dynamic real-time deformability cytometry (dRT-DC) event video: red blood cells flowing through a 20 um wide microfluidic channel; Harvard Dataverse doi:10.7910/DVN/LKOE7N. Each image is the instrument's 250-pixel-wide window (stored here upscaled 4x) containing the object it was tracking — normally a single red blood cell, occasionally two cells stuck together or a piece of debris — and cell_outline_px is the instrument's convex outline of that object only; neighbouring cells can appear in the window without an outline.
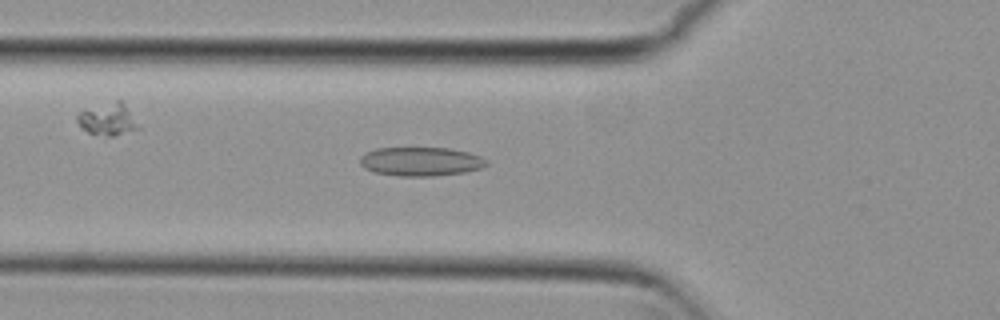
{"species": "common noctule bat (a hibernating species)", "species_latin": "Nyctalus noctula", "temperature_condition": "cold", "stored_images_in_passage": 42, "camera_frame_rate_fps": 3000, "um_per_image_px": 0.085, "animal": {"sex": "female", "body_mass_g": 29.2, "forearm_length_mm": 56.3}, "frame": {"image": 1, "passage_image": 7, "time_ms": 2.0, "image_size_px": [1000, 320], "cell_outline_px": [[488, 164], [484, 168], [464, 172], [436, 176], [400, 176], [376, 172], [364, 168], [360, 164], [360, 156], [364, 152], [376, 148], [448, 148], [468, 152], [480, 156]], "centroid_in_image_um": [35.75, 13.73], "position_along_channel_um": 90.1, "area_um2": 21.33}}
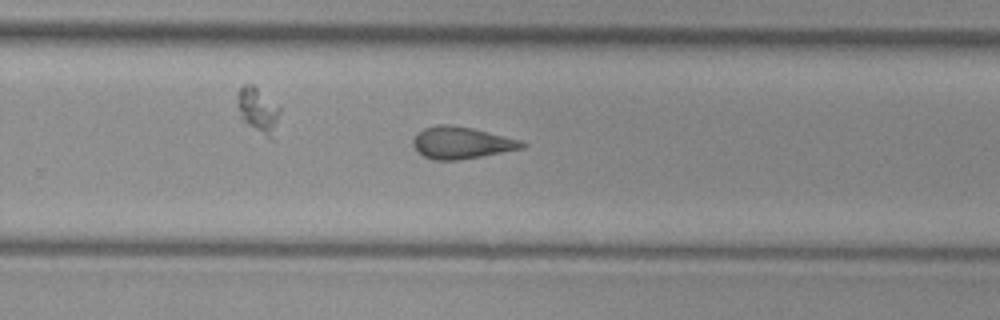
{"frame": {"image": 2, "passage_image": 23, "time_ms": 7.333, "image_size_px": [1000, 320], "cell_outline_px": [[528, 144], [524, 148], [460, 160], [432, 160], [416, 152], [412, 144], [412, 140], [416, 132], [424, 128], [436, 124], [452, 124], [472, 128], [520, 140]], "centroid_in_image_um": [39.17, 12.13], "position_along_channel_um": 290.6, "area_um2": 20.52}}
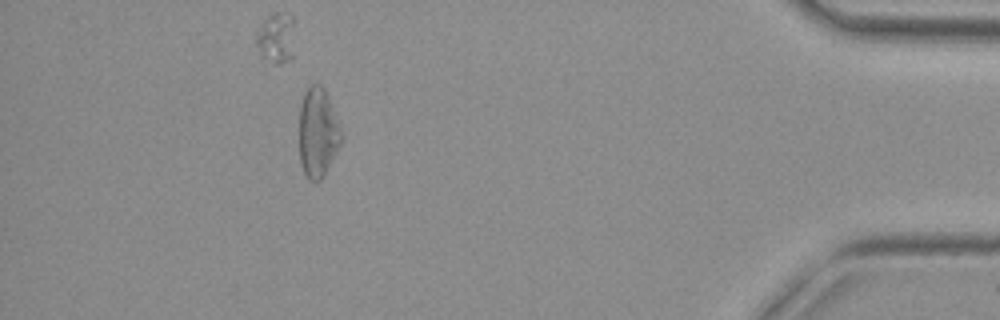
{"frame": {"image": 3, "passage_image": 37, "time_ms": 12.0, "image_size_px": [1000, 320], "cell_outline_px": [[344, 136], [324, 176], [320, 180], [308, 180], [300, 164], [300, 104], [304, 92], [308, 84], [320, 84], [324, 88], [328, 96]], "centroid_in_image_um": [27.02, 11.25], "position_along_channel_um": 408.2, "area_um2": 22.02}, "authors_computed_cell_mechanics": {"area_um2": 20.6924, "velocity_mm_per_s": 3.7611, "shape_relaxation_time_tau1_ms": null, "shape_relaxation_time_tau2_ms": 2.7024, "deformation_change_tau1": null, "deformation_change_tau2": 0.1153}}